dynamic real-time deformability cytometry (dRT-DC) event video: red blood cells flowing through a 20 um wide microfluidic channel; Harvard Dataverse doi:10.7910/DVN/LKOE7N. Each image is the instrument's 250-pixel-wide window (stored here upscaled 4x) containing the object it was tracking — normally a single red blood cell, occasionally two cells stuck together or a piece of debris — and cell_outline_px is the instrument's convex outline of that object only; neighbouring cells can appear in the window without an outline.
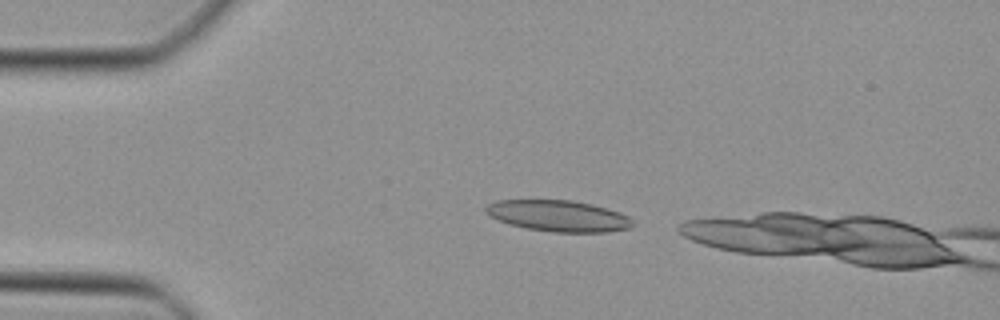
{"species": "Egyptian fruit bat (a non-hibernating species)", "species_latin": "Rousettus aegyptiacus", "temperature_condition": "cold", "stored_images_in_passage": 7, "camera_frame_rate_fps": 3000, "um_per_image_px": 0.085, "animal": {"sex": "female"}, "frame": {"image": 1, "passage_image": 3, "time_ms": 0.667, "image_size_px": [1000, 320], "cell_outline_px": [[636, 224], [632, 228], [608, 232], [552, 232], [528, 228], [508, 224], [484, 212], [484, 208], [488, 204], [496, 200], [572, 200], [592, 204], [620, 212], [628, 216]], "centroid_in_image_um": [47.5, 18.35], "position_along_channel_um": 37.5, "area_um2": 26.82}}